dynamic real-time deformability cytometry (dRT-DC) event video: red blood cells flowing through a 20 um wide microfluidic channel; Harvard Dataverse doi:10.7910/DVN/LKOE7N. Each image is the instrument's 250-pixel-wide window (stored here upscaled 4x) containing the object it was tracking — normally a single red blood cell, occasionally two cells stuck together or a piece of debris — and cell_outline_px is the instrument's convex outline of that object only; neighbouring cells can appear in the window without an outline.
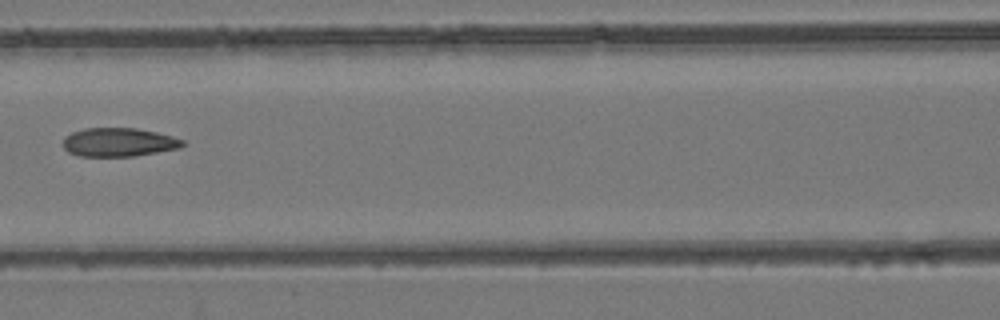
{"species": "common noctule bat (a hibernating species)", "species_latin": "Nyctalus noctula", "temperature_condition": "room temperature", "stored_images_in_passage": 7, "camera_frame_rate_fps": 3000, "um_per_image_px": 0.085, "animal": {"sex": "female", "body_mass_g": 24.6, "forearm_length_mm": 56.2}, "frame": {"image": 1, "passage_image": 6, "time_ms": 7.0, "image_size_px": [1000, 320], "cell_outline_px": [[184, 144], [180, 148], [132, 156], [80, 156], [68, 152], [64, 148], [64, 140], [72, 132], [84, 128], [136, 128], [156, 132], [172, 136], [184, 140]], "centroid_in_image_um": [10.1, 12.08], "position_along_channel_um": 156.5, "area_um2": 19.77}}
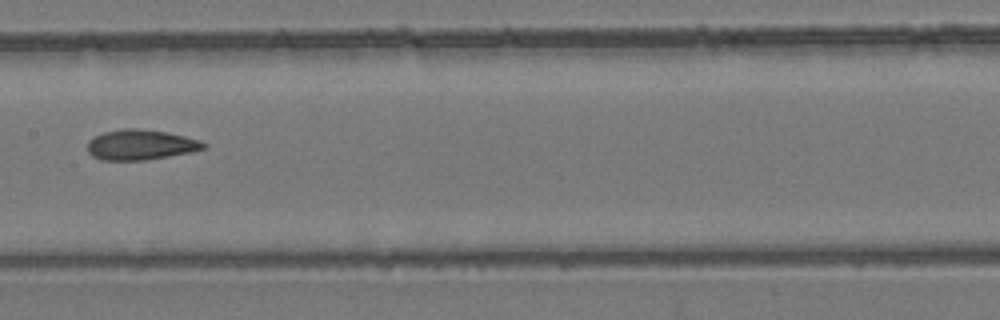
{"frame": {"image": 2, "passage_image": 7, "time_ms": 8.0, "image_size_px": [1000, 320], "cell_outline_px": [[208, 144], [204, 148], [192, 152], [144, 160], [100, 160], [92, 156], [88, 152], [88, 140], [104, 132], [124, 128], [136, 128], [164, 132], [184, 136], [200, 140]], "centroid_in_image_um": [11.94, 12.31], "position_along_channel_um": 195.5, "area_um2": 20.35}}